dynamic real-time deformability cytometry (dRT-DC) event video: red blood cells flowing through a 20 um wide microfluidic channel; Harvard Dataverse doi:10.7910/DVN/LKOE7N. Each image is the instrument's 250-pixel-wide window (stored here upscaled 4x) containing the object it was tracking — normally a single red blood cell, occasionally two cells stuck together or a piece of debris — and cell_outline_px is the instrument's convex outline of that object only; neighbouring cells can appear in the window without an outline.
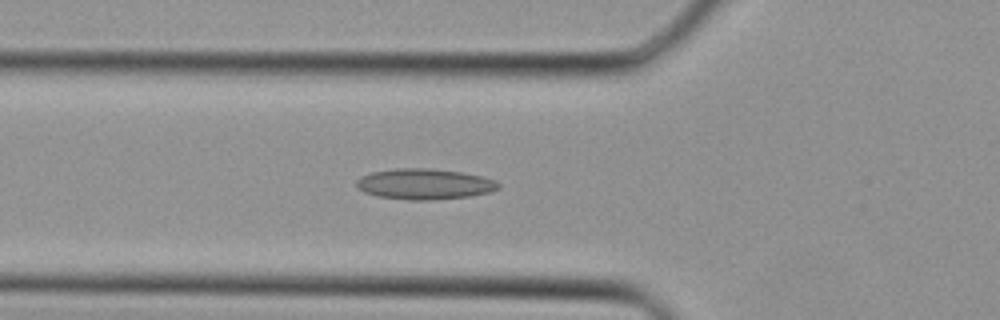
{"species": "Egyptian fruit bat (a non-hibernating species)", "species_latin": "Rousettus aegyptiacus", "temperature_condition": "cold", "stored_images_in_passage": 39, "camera_frame_rate_fps": 3000, "um_per_image_px": 0.085, "animal": {"sex": "female"}, "frame": {"image": 1, "passage_image": 14, "time_ms": 4.333, "image_size_px": [1000, 320], "cell_outline_px": [[500, 188], [488, 192], [468, 196], [428, 200], [412, 200], [380, 196], [364, 192], [356, 188], [356, 180], [360, 176], [372, 172], [396, 168], [428, 168], [460, 172], [480, 176], [496, 180], [500, 184]], "centroid_in_image_um": [36.05, 15.63], "position_along_channel_um": 89.7, "area_um2": 25.2}}
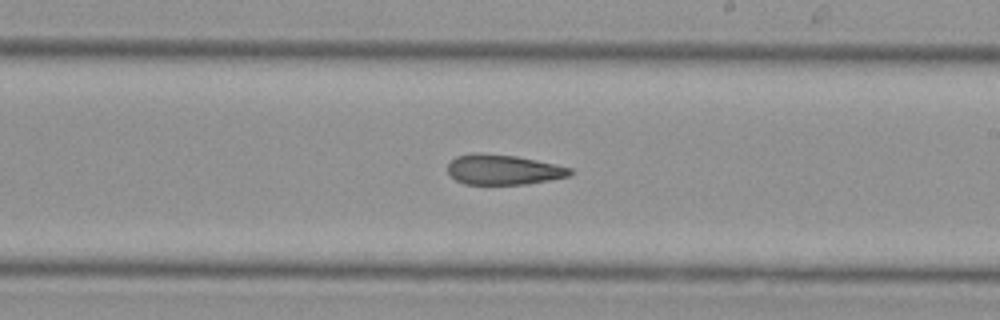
{"frame": {"image": 2, "passage_image": 23, "time_ms": 7.333, "image_size_px": [1000, 320], "cell_outline_px": [[572, 172], [568, 176], [548, 180], [524, 184], [464, 184], [456, 180], [448, 172], [448, 164], [456, 156], [472, 152], [484, 152], [516, 156], [556, 164], [572, 168]], "centroid_in_image_um": [42.75, 14.4], "position_along_channel_um": 246.3, "area_um2": 21.5}}
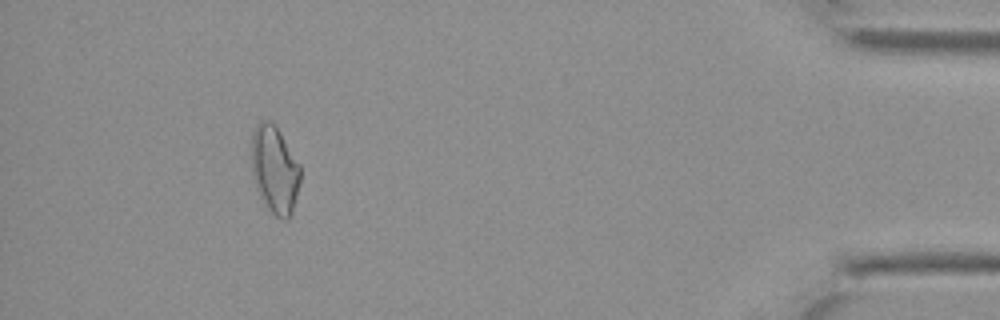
{"frame": {"image": 3, "passage_image": 36, "time_ms": 11.667, "image_size_px": [1000, 320], "cell_outline_px": [[300, 184], [292, 212], [288, 220], [284, 220], [276, 216], [264, 204], [256, 188], [252, 176], [252, 136], [256, 124], [260, 120], [268, 120], [276, 124], [300, 164]], "centroid_in_image_um": [23.35, 14.4], "position_along_channel_um": 411.8, "area_um2": 25.2}}